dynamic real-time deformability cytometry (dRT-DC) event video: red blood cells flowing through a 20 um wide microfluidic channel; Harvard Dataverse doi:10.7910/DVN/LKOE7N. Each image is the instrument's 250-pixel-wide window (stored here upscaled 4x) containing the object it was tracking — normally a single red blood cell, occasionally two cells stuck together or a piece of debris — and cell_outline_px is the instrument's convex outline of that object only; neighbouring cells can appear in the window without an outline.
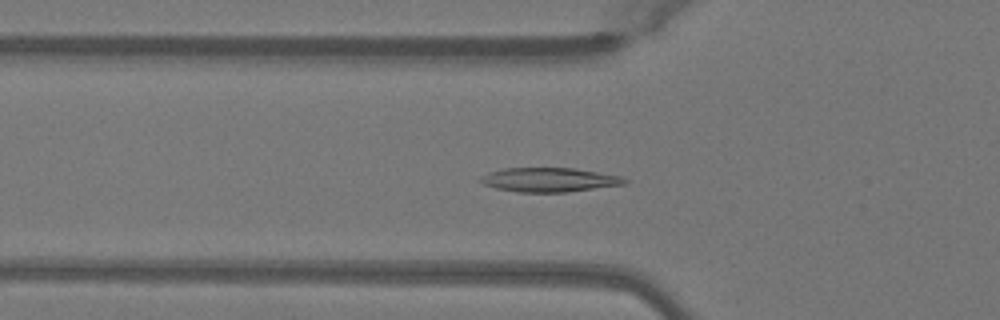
{"species": "Egyptian fruit bat (a non-hibernating species)", "species_latin": "Rousettus aegyptiacus", "temperature_condition": "warm", "stored_images_in_passage": 50, "camera_frame_rate_fps": 3000, "um_per_image_px": 0.085, "animal": {"sex": "female"}, "frame": {"image": 1, "passage_image": 17, "time_ms": 5.333, "image_size_px": [1000, 320], "cell_outline_px": [[628, 184], [564, 192], [516, 192], [496, 188], [484, 184], [480, 180], [480, 176], [488, 172], [504, 168], [572, 168], [620, 176], [628, 180]], "centroid_in_image_um": [46.67, 15.28], "position_along_channel_um": 79.1, "area_um2": 20.17}}
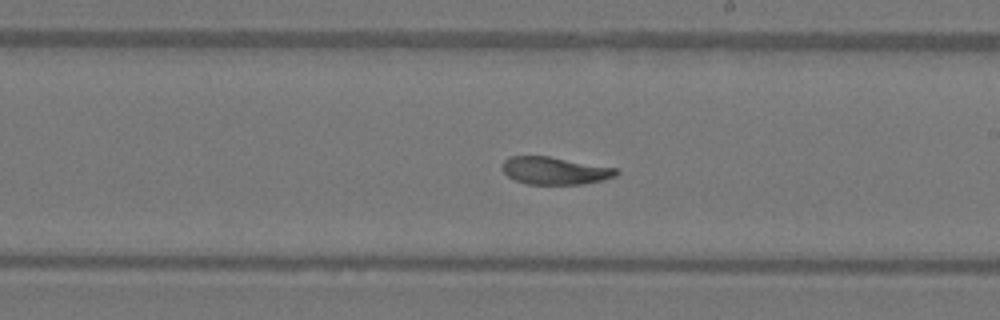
{"frame": {"image": 2, "passage_image": 29, "time_ms": 9.333, "image_size_px": [1000, 320], "cell_outline_px": [[620, 172], [616, 176], [584, 184], [528, 184], [516, 180], [508, 176], [500, 168], [500, 164], [508, 156], [548, 156], [616, 168]], "centroid_in_image_um": [47.11, 14.5], "position_along_channel_um": 241.9, "area_um2": 18.26}}
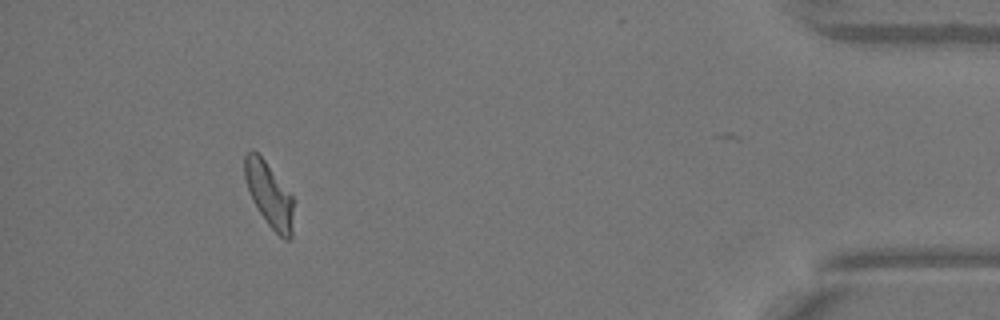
{"frame": {"image": 3, "passage_image": 46, "time_ms": 15.0, "image_size_px": [1000, 320], "cell_outline_px": [[292, 236], [288, 240], [284, 240], [268, 224], [252, 200], [244, 176], [244, 156], [252, 148], [264, 160], [292, 196]], "centroid_in_image_um": [22.86, 16.53], "position_along_channel_um": 412.3, "area_um2": 17.86}, "authors_computed_cell_mechanics": {"area_um2": 19.363, "velocity_mm_per_s": 4.047, "shape_relaxation_time_tau1_ms": 4.6515, "shape_relaxation_time_tau2_ms": 2.7432, "deformation_change_tau1": 0.1609, "deformation_change_tau2": 0.0701}}